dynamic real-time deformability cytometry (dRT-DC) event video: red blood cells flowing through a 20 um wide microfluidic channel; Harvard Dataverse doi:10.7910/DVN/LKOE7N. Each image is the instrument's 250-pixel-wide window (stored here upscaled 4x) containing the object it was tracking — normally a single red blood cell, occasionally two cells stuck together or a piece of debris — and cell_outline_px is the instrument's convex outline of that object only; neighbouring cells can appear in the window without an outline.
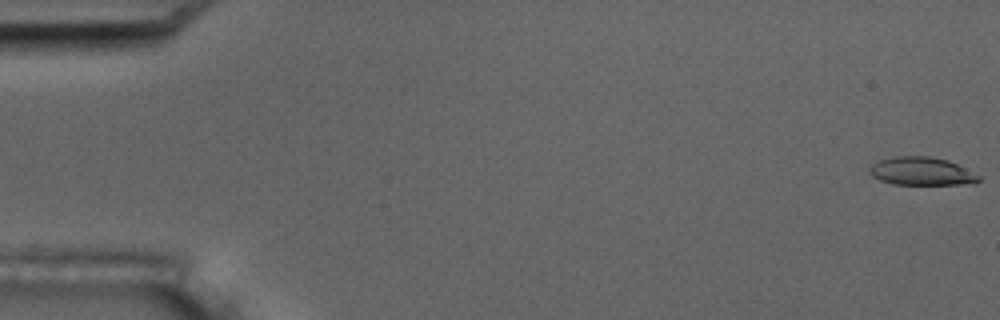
{"species": "common noctule bat (a hibernating species)", "species_latin": "Nyctalus noctula", "temperature_condition": "room temperature", "stored_images_in_passage": 9, "camera_frame_rate_fps": 3000, "um_per_image_px": 0.085, "animal": {"sex": "male", "body_mass_g": 17.5, "forearm_length_mm": 52.3}, "frame": {"image": 1, "passage_image": 1, "time_ms": 0.0, "image_size_px": [1000, 320], "cell_outline_px": [[980, 180], [976, 184], [892, 184], [880, 180], [872, 176], [868, 168], [872, 164], [880, 160], [896, 156], [928, 156], [948, 160], [980, 176]], "centroid_in_image_um": [78.32, 14.56], "position_along_channel_um": 6.7, "area_um2": 17.8}}
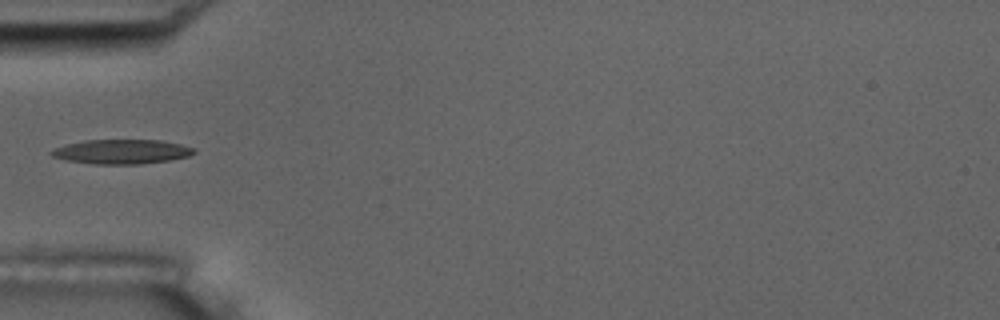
{"frame": {"image": 2, "passage_image": 6, "time_ms": 1.667, "image_size_px": [1000, 320], "cell_outline_px": [[196, 152], [188, 156], [168, 160], [140, 164], [92, 164], [68, 160], [52, 156], [48, 152], [52, 148], [64, 144], [84, 140], [160, 140], [180, 144], [196, 148]], "centroid_in_image_um": [10.3, 12.88], "position_along_channel_um": 74.7, "area_um2": 20.4}}
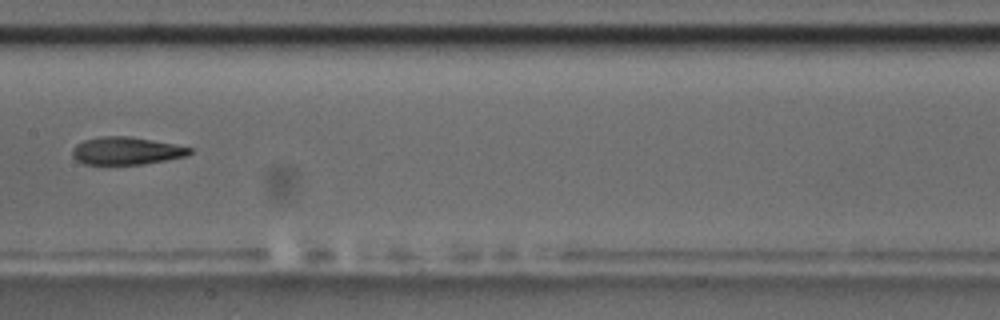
{"frame": {"image": 3, "passage_image": 9, "time_ms": 2.667, "image_size_px": [1000, 320], "cell_outline_px": [[192, 152], [184, 156], [144, 164], [84, 164], [76, 160], [72, 156], [72, 148], [76, 144], [84, 140], [100, 136], [128, 136], [152, 140], [192, 148]], "centroid_in_image_um": [10.67, 12.82], "position_along_channel_um": 196.7, "area_um2": 18.73}}